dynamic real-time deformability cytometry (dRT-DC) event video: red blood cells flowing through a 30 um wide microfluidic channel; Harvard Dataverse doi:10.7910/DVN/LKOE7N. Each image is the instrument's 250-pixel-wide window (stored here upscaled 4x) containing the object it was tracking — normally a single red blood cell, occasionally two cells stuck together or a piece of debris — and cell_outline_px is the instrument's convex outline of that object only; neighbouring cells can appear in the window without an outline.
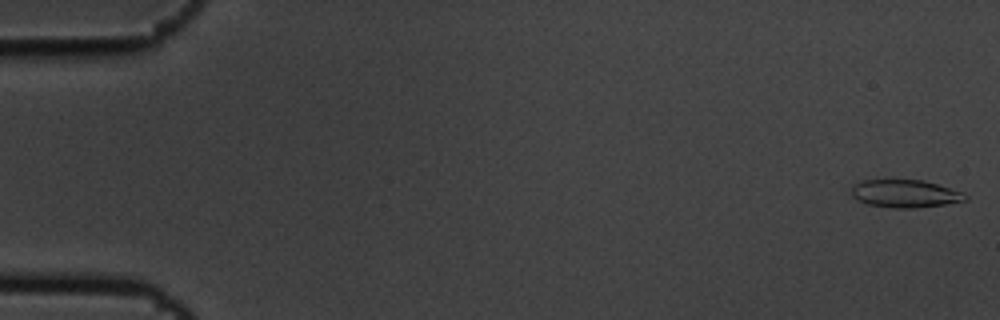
{"species": "common noctule bat (a hibernating species)", "species_latin": "Nyctalus noctula", "temperature_condition": "cold", "stored_images_in_passage": 5, "camera_frame_rate_fps": 3000, "um_per_image_px": 0.085, "animal": {"sex": "male", "body_mass_g": 19.5, "forearm_length_mm": 54.6}, "frame": {"image": 1, "passage_image": 1, "time_ms": 0.0, "image_size_px": [1000, 320], "cell_outline_px": [[968, 200], [944, 204], [912, 208], [892, 208], [868, 204], [852, 196], [852, 184], [864, 180], [924, 180], [964, 192], [968, 196]], "centroid_in_image_um": [76.96, 16.45], "position_along_channel_um": 8.0, "area_um2": 18.38}}